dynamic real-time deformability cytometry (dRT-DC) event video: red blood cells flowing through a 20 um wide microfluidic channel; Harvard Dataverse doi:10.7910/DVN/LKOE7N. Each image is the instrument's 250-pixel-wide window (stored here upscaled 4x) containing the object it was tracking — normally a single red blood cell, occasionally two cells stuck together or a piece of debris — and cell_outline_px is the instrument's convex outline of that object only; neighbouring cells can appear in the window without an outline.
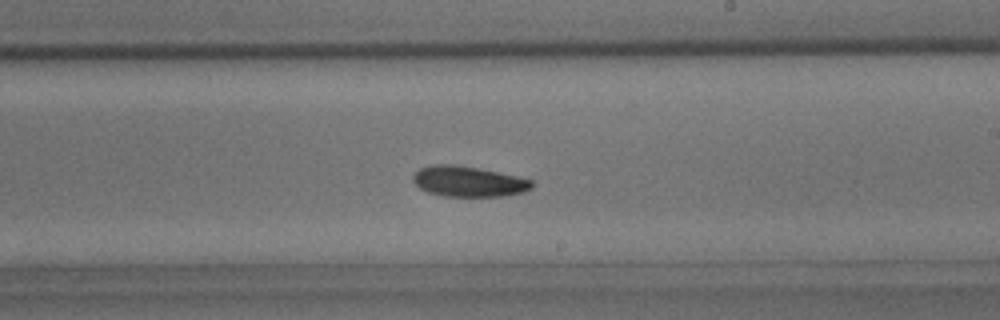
{"species": "common noctule bat (a hibernating species)", "species_latin": "Nyctalus noctula", "temperature_condition": "room temperature", "stored_images_in_passage": 32, "camera_frame_rate_fps": 3000, "um_per_image_px": 0.085, "animal": {"sex": "male", "body_mass_g": 15.6}, "frame": {"image": 1, "passage_image": 14, "time_ms": 4.333, "image_size_px": [1000, 320], "cell_outline_px": [[532, 188], [524, 192], [504, 196], [444, 196], [428, 192], [420, 188], [412, 180], [412, 176], [420, 168], [432, 164], [456, 164], [516, 176], [532, 180]], "centroid_in_image_um": [39.79, 15.42], "position_along_channel_um": 249.2, "area_um2": 20.98}}